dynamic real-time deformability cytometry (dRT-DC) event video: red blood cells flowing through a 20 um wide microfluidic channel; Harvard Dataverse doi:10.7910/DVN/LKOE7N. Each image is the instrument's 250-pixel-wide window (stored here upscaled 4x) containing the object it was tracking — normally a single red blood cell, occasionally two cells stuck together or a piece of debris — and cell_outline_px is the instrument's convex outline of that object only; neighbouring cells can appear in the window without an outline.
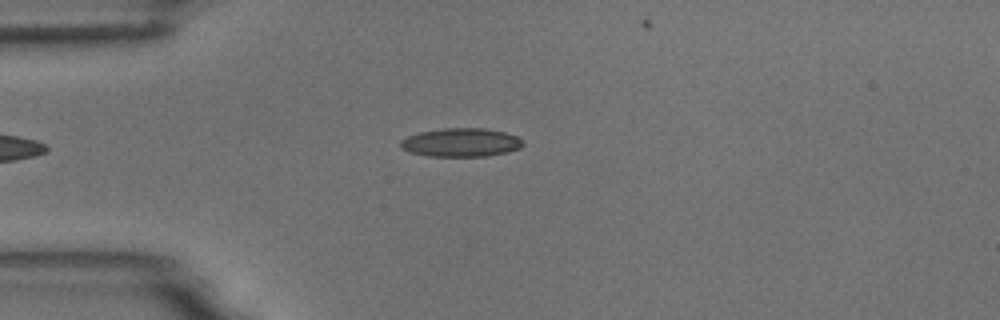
{"species": "common noctule bat (a hibernating species)", "species_latin": "Nyctalus noctula", "temperature_condition": "room temperature", "stored_images_in_passage": 4, "camera_frame_rate_fps": 3000, "um_per_image_px": 0.085, "animal": {"sex": "male", "body_mass_g": 18.8}, "frame": {"image": 1, "passage_image": 4, "time_ms": 3.667, "image_size_px": [1000, 320], "cell_outline_px": [[524, 144], [520, 148], [508, 152], [484, 156], [428, 156], [408, 152], [400, 148], [400, 140], [408, 136], [420, 132], [444, 128], [484, 128], [504, 132], [516, 136], [524, 140]], "centroid_in_image_um": [39.18, 12.11], "position_along_channel_um": 45.8, "area_um2": 20.46}}